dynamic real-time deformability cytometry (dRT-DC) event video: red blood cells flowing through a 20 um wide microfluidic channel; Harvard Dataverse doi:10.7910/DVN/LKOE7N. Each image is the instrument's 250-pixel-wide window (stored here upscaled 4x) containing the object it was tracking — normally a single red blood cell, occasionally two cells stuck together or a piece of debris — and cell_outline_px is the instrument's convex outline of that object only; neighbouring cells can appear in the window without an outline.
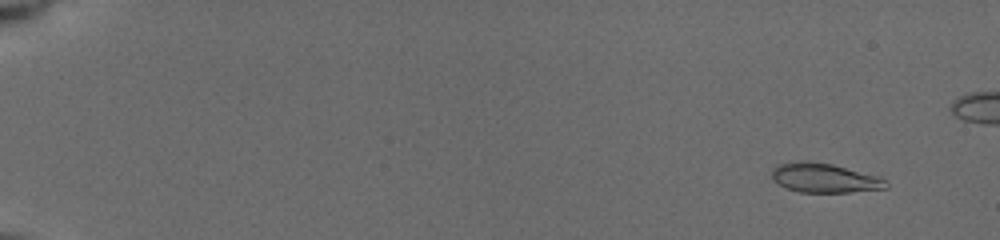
{"species": "common noctule bat (a hibernating species)", "species_latin": "Nyctalus noctula", "temperature_condition": "cold", "stored_images_in_passage": 36, "camera_frame_rate_fps": 3000, "um_per_image_px": 0.085, "animal": {"sex": "female", "body_mass_g": 19.5, "forearm_length_mm": 54.1}, "frame": {"image": 1, "passage_image": 3, "time_ms": 1.0, "image_size_px": [1000, 240], "cell_outline_px": [[888, 188], [848, 192], [800, 192], [788, 188], [772, 180], [772, 168], [776, 164], [796, 160], [800, 160], [832, 164], [880, 176], [888, 180]], "centroid_in_image_um": [70.09, 15.11], "position_along_channel_um": 14.9, "area_um2": 19.71}}
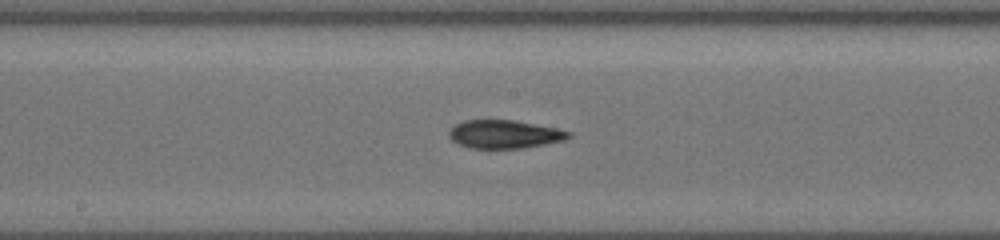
{"frame": {"image": 2, "passage_image": 22, "time_ms": 10.0, "image_size_px": [1000, 240], "cell_outline_px": [[572, 136], [564, 140], [524, 148], [468, 148], [452, 140], [448, 136], [448, 132], [456, 124], [464, 120], [516, 120], [556, 128], [572, 132]], "centroid_in_image_um": [42.89, 11.4], "position_along_channel_um": 205.3, "area_um2": 19.71}}
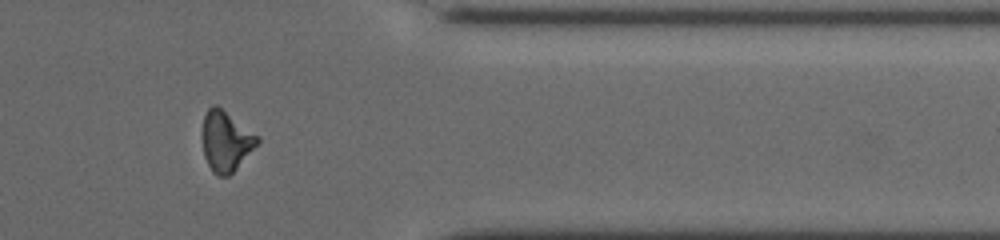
{"frame": {"image": 3, "passage_image": 32, "time_ms": 15.0, "image_size_px": [1000, 240], "cell_outline_px": [[260, 140], [236, 168], [228, 176], [216, 176], [212, 172], [204, 156], [204, 116], [208, 108], [212, 104], [216, 104], [260, 136]], "centroid_in_image_um": [19.21, 11.98], "position_along_channel_um": 392.2, "area_um2": 18.96}, "authors_computed_cell_mechanics": {"area_um2": 19.3919, "velocity_mm_per_s": 3.9348, "shape_relaxation_time_tau1_ms": null, "shape_relaxation_time_tau2_ms": 2.5326, "deformation_change_tau1": null, "deformation_change_tau2": 0.0951}}